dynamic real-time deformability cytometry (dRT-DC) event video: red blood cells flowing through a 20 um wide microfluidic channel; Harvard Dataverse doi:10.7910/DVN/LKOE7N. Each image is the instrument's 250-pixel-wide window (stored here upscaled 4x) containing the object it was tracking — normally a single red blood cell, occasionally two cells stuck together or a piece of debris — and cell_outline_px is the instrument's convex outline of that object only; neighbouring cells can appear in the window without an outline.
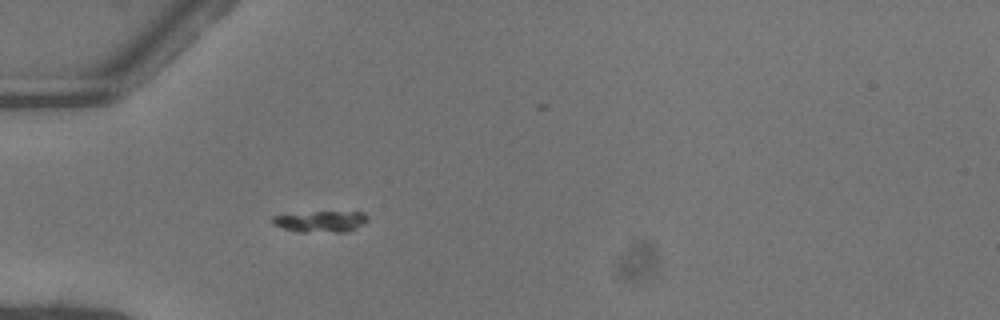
{"species": "common noctule bat (a hibernating species)", "species_latin": "Nyctalus noctula", "temperature_condition": "warm", "stored_images_in_passage": 50, "camera_frame_rate_fps": 3000, "um_per_image_px": 0.085, "animal": {"sex": "female"}, "frame": {"image": 1, "passage_image": 15, "time_ms": 4.667, "image_size_px": [1000, 320], "cell_outline_px": [[368, 220], [364, 224], [344, 232], [300, 232], [284, 228], [272, 224], [272, 216], [316, 212], [364, 212], [368, 216]], "centroid_in_image_um": [27.29, 18.83], "position_along_channel_um": 57.7, "area_um2": 11.56}}